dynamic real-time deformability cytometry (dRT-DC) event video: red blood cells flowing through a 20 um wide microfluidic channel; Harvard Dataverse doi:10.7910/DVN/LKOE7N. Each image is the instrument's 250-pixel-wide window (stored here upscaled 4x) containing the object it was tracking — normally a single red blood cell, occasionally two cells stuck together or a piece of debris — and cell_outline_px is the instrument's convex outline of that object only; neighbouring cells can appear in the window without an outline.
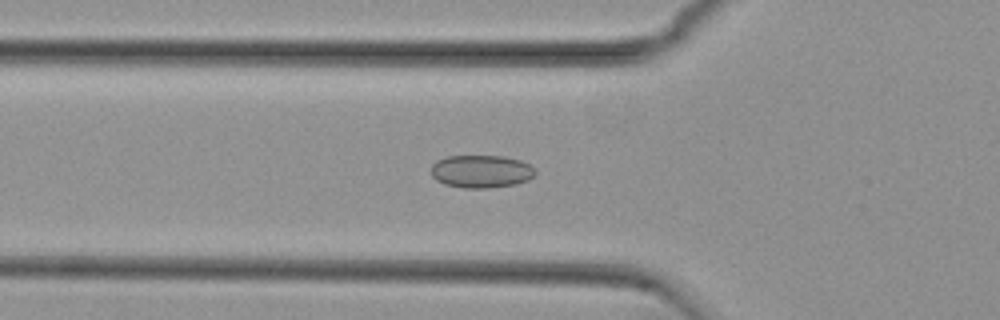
{"species": "common noctule bat (a hibernating species)", "species_latin": "Nyctalus noctula", "temperature_condition": "cold", "stored_images_in_passage": 54, "camera_frame_rate_fps": 3000, "um_per_image_px": 0.085, "animal": {"sex": "female", "body_mass_g": 29.2, "forearm_length_mm": 56.3}, "frame": {"image": 1, "passage_image": 18, "time_ms": 5.667, "image_size_px": [1000, 320], "cell_outline_px": [[536, 172], [528, 180], [516, 184], [488, 188], [464, 188], [444, 184], [436, 180], [432, 176], [432, 164], [436, 160], [448, 156], [504, 156], [520, 160], [528, 164]], "centroid_in_image_um": [40.88, 14.57], "position_along_channel_um": 84.9, "area_um2": 19.88}}
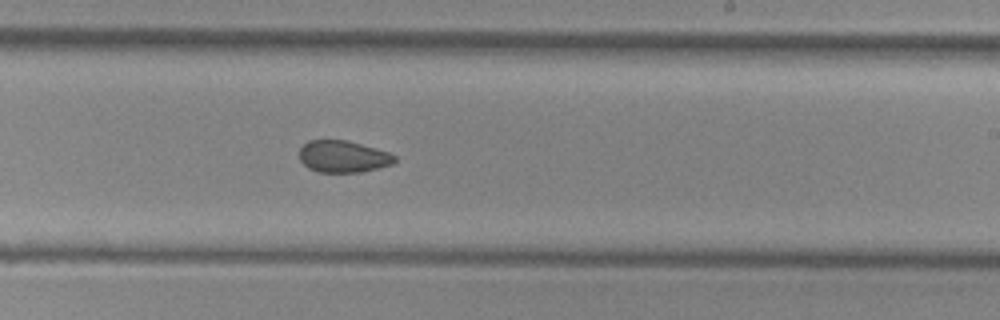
{"frame": {"image": 2, "passage_image": 32, "time_ms": 10.333, "image_size_px": [1000, 320], "cell_outline_px": [[396, 160], [392, 164], [360, 172], [320, 172], [308, 168], [300, 160], [300, 148], [308, 140], [348, 140], [388, 152], [396, 156]], "centroid_in_image_um": [29.15, 13.3], "position_along_channel_um": 259.8, "area_um2": 17.57}}
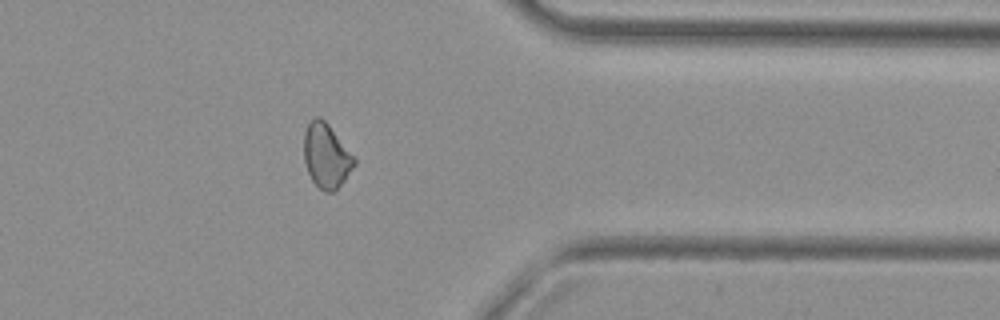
{"frame": {"image": 3, "passage_image": 43, "time_ms": 14.0, "image_size_px": [1000, 320], "cell_outline_px": [[356, 164], [344, 180], [332, 192], [324, 192], [312, 180], [308, 172], [304, 160], [304, 132], [308, 124], [316, 116], [320, 116], [328, 124], [356, 160]], "centroid_in_image_um": [27.72, 13.24], "position_along_channel_um": 383.7, "area_um2": 18.5}, "authors_computed_cell_mechanics": {"area_um2": 19.2474, "velocity_mm_per_s": 3.7382, "shape_relaxation_time_tau1_ms": null, "shape_relaxation_time_tau2_ms": 2.6865, "deformation_change_tau1": null, "deformation_change_tau2": 0.0716}}